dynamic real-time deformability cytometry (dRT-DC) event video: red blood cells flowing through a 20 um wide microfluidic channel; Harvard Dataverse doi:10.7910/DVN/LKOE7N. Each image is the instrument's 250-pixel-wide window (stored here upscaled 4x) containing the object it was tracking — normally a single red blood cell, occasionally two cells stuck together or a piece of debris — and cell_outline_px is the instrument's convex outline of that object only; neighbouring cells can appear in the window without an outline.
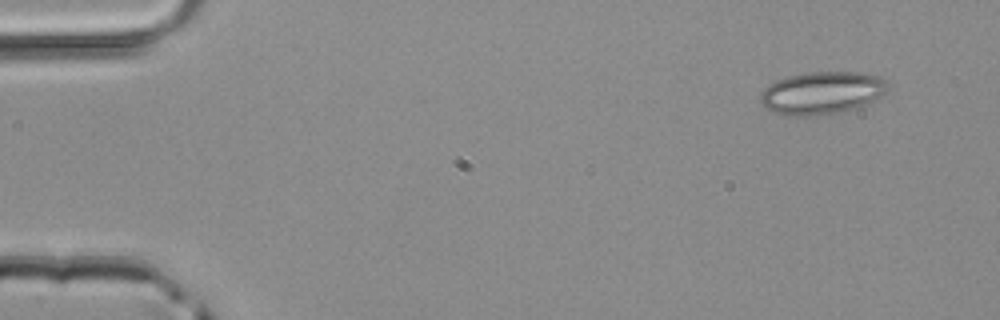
{"species": "common noctule bat (a hibernating species)", "species_latin": "Nyctalus noctula", "temperature_condition": "room temperature", "stored_images_in_passage": 15, "camera_frame_rate_fps": 3000, "um_per_image_px": 0.085, "animal": {"sex": "male", "body_mass_g": 20.4}, "frame": {"image": 1, "passage_image": 1, "time_ms": 0.0, "image_size_px": [1000, 320], "cell_outline_px": [[888, 92], [856, 108], [840, 112], [816, 116], [784, 116], [772, 112], [764, 108], [760, 100], [760, 92], [768, 84], [776, 80], [788, 76], [808, 72], [856, 72], [880, 76], [888, 84]], "centroid_in_image_um": [69.81, 7.91], "position_along_channel_um": 15.2, "area_um2": 31.96}}